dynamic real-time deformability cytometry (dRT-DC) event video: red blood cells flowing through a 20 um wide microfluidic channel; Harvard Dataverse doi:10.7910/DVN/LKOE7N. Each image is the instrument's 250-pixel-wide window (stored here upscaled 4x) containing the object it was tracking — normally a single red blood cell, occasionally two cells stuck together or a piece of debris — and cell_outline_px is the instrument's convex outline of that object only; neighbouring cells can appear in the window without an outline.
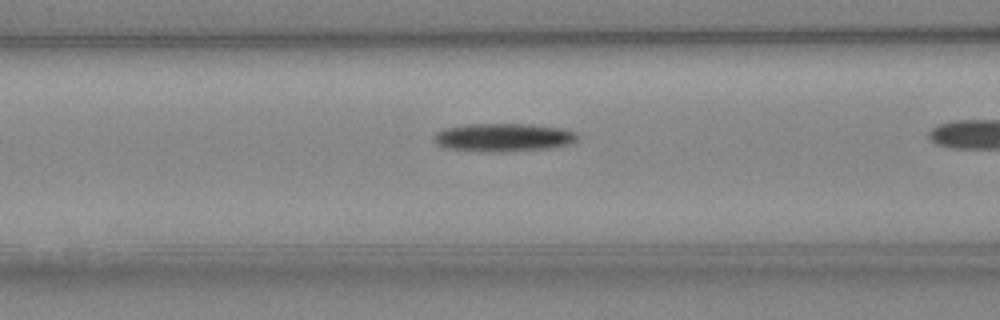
{"species": "Egyptian fruit bat (a non-hibernating species)", "species_latin": "Rousettus aegyptiacus", "temperature_condition": "cold", "stored_images_in_passage": 34, "camera_frame_rate_fps": 3000, "um_per_image_px": 0.085, "animal": {"sex": "female"}, "frame": {"image": 1, "passage_image": 16, "time_ms": 5.0, "image_size_px": [1000, 320], "cell_outline_px": [[580, 136], [572, 144], [552, 148], [504, 152], [492, 152], [448, 148], [436, 144], [432, 140], [432, 136], [436, 132], [444, 128], [468, 124], [532, 124], [560, 128], [576, 132]], "centroid_in_image_um": [42.81, 11.68], "position_along_channel_um": 123.8, "area_um2": 23.87}}
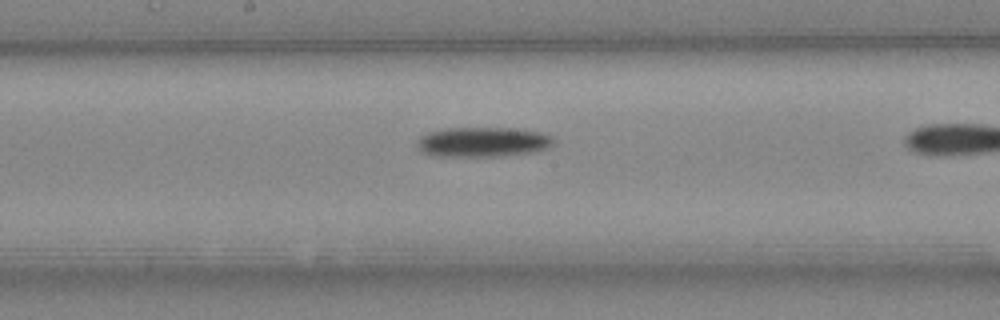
{"frame": {"image": 2, "passage_image": 22, "time_ms": 7.0, "image_size_px": [1000, 320], "cell_outline_px": [[556, 140], [548, 148], [532, 152], [500, 156], [432, 156], [416, 148], [416, 140], [420, 136], [428, 132], [444, 128], [512, 128], [540, 132], [552, 136]], "centroid_in_image_um": [41.0, 12.07], "position_along_channel_um": 207.2, "area_um2": 23.93}}
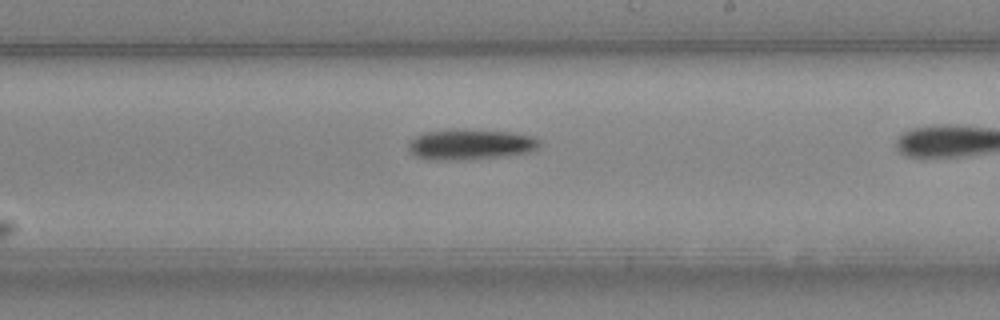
{"frame": {"image": 3, "passage_image": 25, "time_ms": 8.0, "image_size_px": [1000, 320], "cell_outline_px": [[540, 148], [528, 152], [500, 156], [460, 160], [428, 160], [416, 156], [408, 152], [408, 140], [424, 132], [456, 128], [512, 132], [536, 136], [540, 140]], "centroid_in_image_um": [39.96, 12.26], "position_along_channel_um": 249.0, "area_um2": 23.81}}